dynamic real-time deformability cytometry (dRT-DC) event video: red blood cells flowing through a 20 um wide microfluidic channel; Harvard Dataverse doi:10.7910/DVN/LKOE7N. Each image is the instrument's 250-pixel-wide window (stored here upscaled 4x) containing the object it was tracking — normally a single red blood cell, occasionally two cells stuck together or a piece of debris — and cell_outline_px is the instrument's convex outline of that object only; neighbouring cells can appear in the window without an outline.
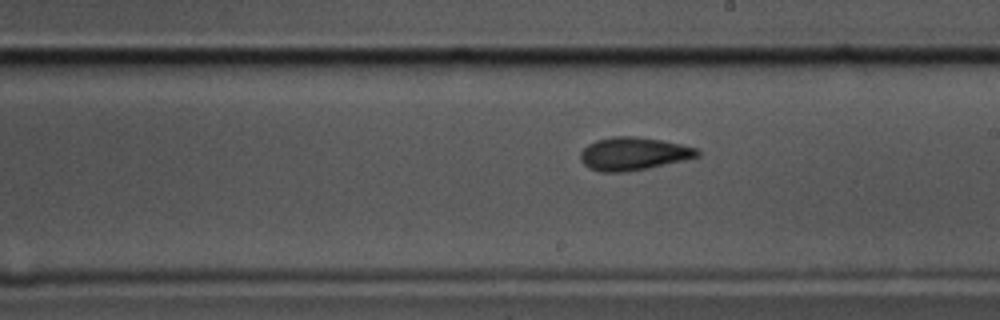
{"species": "common noctule bat (a hibernating species)", "species_latin": "Nyctalus noctula", "temperature_condition": "cold", "stored_images_in_passage": 56, "camera_frame_rate_fps": 3000, "um_per_image_px": 0.085, "animal": {"sex": "male", "body_mass_g": 17.5, "forearm_length_mm": 52.3}, "frame": {"image": 1, "passage_image": 31, "time_ms": 10.0, "image_size_px": [1000, 320], "cell_outline_px": [[700, 156], [684, 160], [648, 168], [628, 172], [600, 172], [588, 168], [580, 160], [580, 152], [588, 144], [596, 140], [612, 136], [636, 136], [660, 140], [680, 144], [696, 148], [700, 152]], "centroid_in_image_um": [53.81, 13.07], "position_along_channel_um": 235.2, "area_um2": 22.54}}
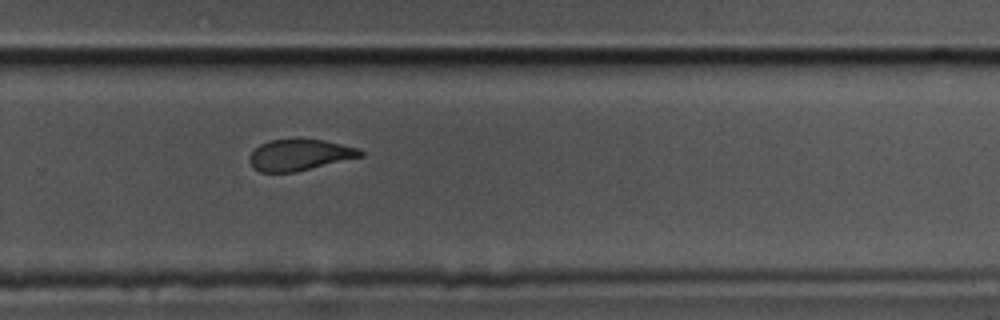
{"frame": {"image": 2, "passage_image": 37, "time_ms": 12.0, "image_size_px": [1000, 320], "cell_outline_px": [[364, 156], [296, 172], [260, 172], [248, 160], [252, 152], [260, 144], [268, 140], [324, 140], [360, 148], [364, 152]], "centroid_in_image_um": [25.52, 13.17], "position_along_channel_um": 304.3, "area_um2": 20.0}}
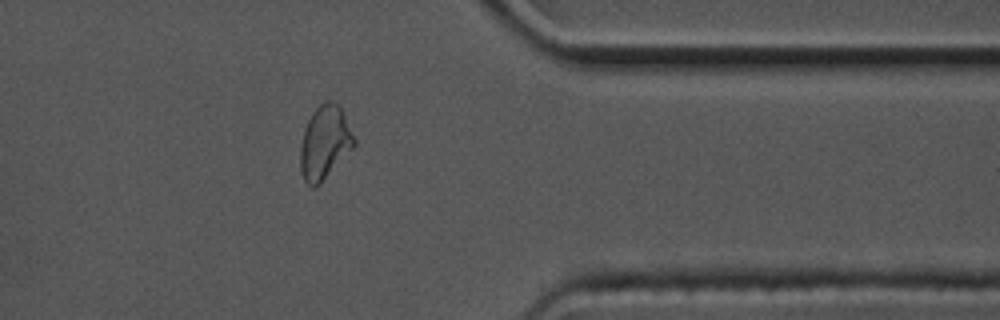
{"frame": {"image": 3, "passage_image": 45, "time_ms": 14.667, "image_size_px": [1000, 320], "cell_outline_px": [[356, 144], [320, 184], [316, 188], [312, 188], [304, 180], [300, 168], [300, 148], [304, 128], [312, 112], [324, 100], [332, 100], [344, 112], [356, 140]], "centroid_in_image_um": [27.6, 12.11], "position_along_channel_um": 383.8, "area_um2": 23.12}, "authors_computed_cell_mechanics": {"area_um2": 22.0796, "velocity_mm_per_s": 3.463, "shape_relaxation_time_tau1_ms": 7.8167, "shape_relaxation_time_tau2_ms": 3.3758, "deformation_change_tau1": 0.1751, "deformation_change_tau2": 0.0836}}